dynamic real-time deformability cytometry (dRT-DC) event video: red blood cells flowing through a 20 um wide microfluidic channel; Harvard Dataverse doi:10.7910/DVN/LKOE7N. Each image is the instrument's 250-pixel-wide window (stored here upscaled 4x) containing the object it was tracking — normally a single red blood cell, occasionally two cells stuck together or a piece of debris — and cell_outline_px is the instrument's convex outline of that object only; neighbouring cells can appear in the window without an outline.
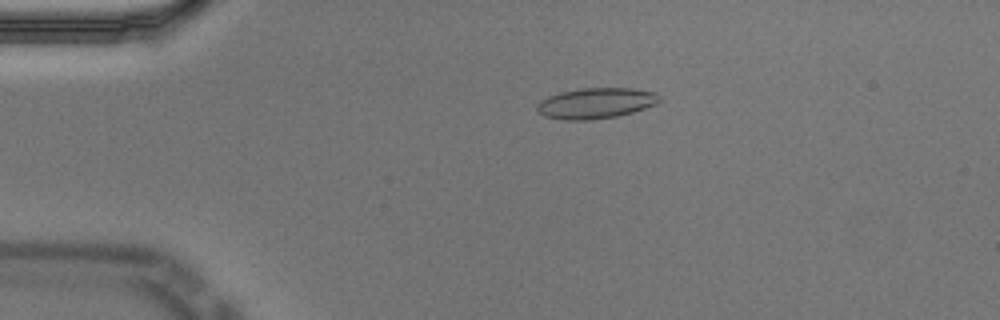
{"species": "Egyptian fruit bat (a non-hibernating species)", "species_latin": "Rousettus aegyptiacus", "temperature_condition": "cold", "stored_images_in_passage": 57, "camera_frame_rate_fps": 3000, "um_per_image_px": 0.085, "animal": {"sex": "male"}, "frame": {"image": 1, "passage_image": 12, "time_ms": 3.667, "image_size_px": [1000, 320], "cell_outline_px": [[660, 100], [656, 104], [632, 112], [616, 116], [588, 120], [564, 120], [544, 116], [536, 112], [536, 104], [540, 100], [548, 96], [560, 92], [580, 88], [632, 88], [656, 92], [660, 96]], "centroid_in_image_um": [50.61, 8.77], "position_along_channel_um": 34.4, "area_um2": 22.02}}
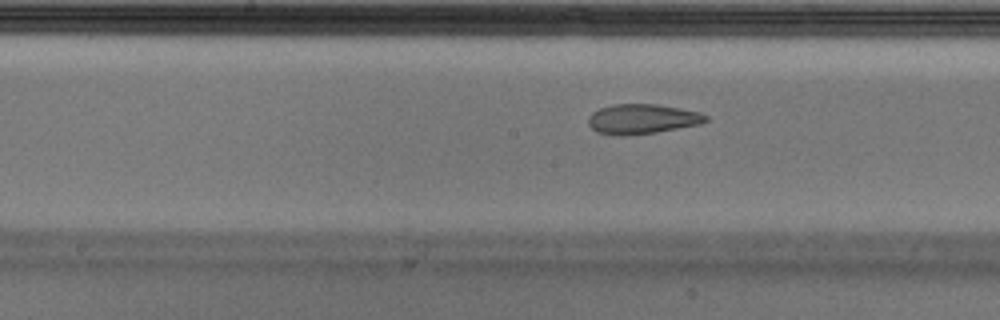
{"frame": {"image": 2, "passage_image": 29, "time_ms": 9.333, "image_size_px": [1000, 320], "cell_outline_px": [[708, 120], [700, 124], [656, 132], [628, 136], [616, 136], [596, 132], [588, 124], [588, 116], [592, 112], [600, 108], [612, 104], [656, 104], [680, 108], [700, 112], [708, 116]], "centroid_in_image_um": [54.56, 10.12], "position_along_channel_um": 193.6, "area_um2": 20.63}}
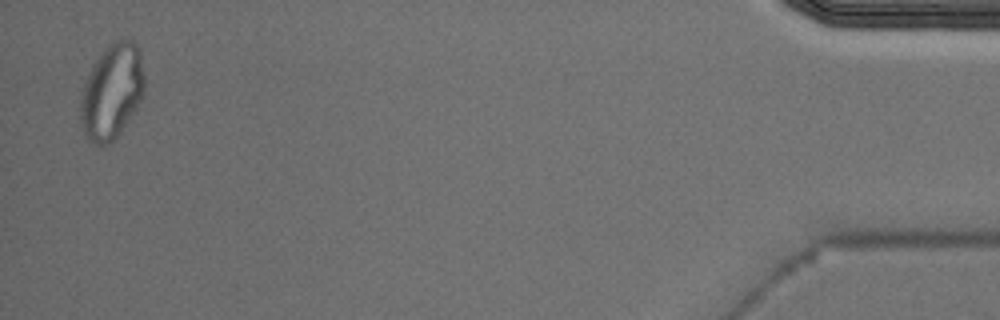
{"frame": {"image": 3, "passage_image": 56, "time_ms": 18.333, "image_size_px": [1000, 320], "cell_outline_px": [[144, 96], [120, 132], [108, 144], [92, 144], [84, 136], [80, 120], [80, 100], [84, 84], [96, 60], [104, 48], [112, 40], [132, 40], [136, 44], [140, 52], [144, 76]], "centroid_in_image_um": [9.5, 7.79], "position_along_channel_um": 425.7, "area_um2": 35.37}, "authors_computed_cell_mechanics": {"area_um2": 21.4438, "velocity_mm_per_s": 3.5154, "shape_relaxation_time_tau1_ms": null, "shape_relaxation_time_tau2_ms": 1.6831, "deformation_change_tau1": null, "deformation_change_tau2": 0.088}}